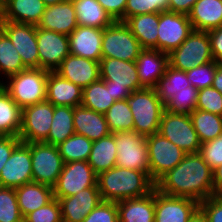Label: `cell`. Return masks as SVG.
I'll return each instance as SVG.
<instances>
[{
    "label": "cell",
    "instance_id": "1",
    "mask_svg": "<svg viewBox=\"0 0 222 222\" xmlns=\"http://www.w3.org/2000/svg\"><path fill=\"white\" fill-rule=\"evenodd\" d=\"M155 188L160 193L187 197L202 202L213 194V170L198 153L186 154L184 159L163 175Z\"/></svg>",
    "mask_w": 222,
    "mask_h": 222
},
{
    "label": "cell",
    "instance_id": "2",
    "mask_svg": "<svg viewBox=\"0 0 222 222\" xmlns=\"http://www.w3.org/2000/svg\"><path fill=\"white\" fill-rule=\"evenodd\" d=\"M102 201L119 202L149 194L155 183L143 171L113 167L97 175Z\"/></svg>",
    "mask_w": 222,
    "mask_h": 222
},
{
    "label": "cell",
    "instance_id": "3",
    "mask_svg": "<svg viewBox=\"0 0 222 222\" xmlns=\"http://www.w3.org/2000/svg\"><path fill=\"white\" fill-rule=\"evenodd\" d=\"M127 101L134 120L133 131L146 137L158 133L165 104L160 100L155 88L136 90Z\"/></svg>",
    "mask_w": 222,
    "mask_h": 222
},
{
    "label": "cell",
    "instance_id": "4",
    "mask_svg": "<svg viewBox=\"0 0 222 222\" xmlns=\"http://www.w3.org/2000/svg\"><path fill=\"white\" fill-rule=\"evenodd\" d=\"M48 70L28 68L9 76L1 85L21 109L46 100Z\"/></svg>",
    "mask_w": 222,
    "mask_h": 222
},
{
    "label": "cell",
    "instance_id": "5",
    "mask_svg": "<svg viewBox=\"0 0 222 222\" xmlns=\"http://www.w3.org/2000/svg\"><path fill=\"white\" fill-rule=\"evenodd\" d=\"M100 79L114 100L127 99L132 92L144 88L139 81L135 61H125L113 58H102L99 61Z\"/></svg>",
    "mask_w": 222,
    "mask_h": 222
},
{
    "label": "cell",
    "instance_id": "6",
    "mask_svg": "<svg viewBox=\"0 0 222 222\" xmlns=\"http://www.w3.org/2000/svg\"><path fill=\"white\" fill-rule=\"evenodd\" d=\"M168 55L169 66L185 72L213 61L208 31L193 30L183 43Z\"/></svg>",
    "mask_w": 222,
    "mask_h": 222
},
{
    "label": "cell",
    "instance_id": "7",
    "mask_svg": "<svg viewBox=\"0 0 222 222\" xmlns=\"http://www.w3.org/2000/svg\"><path fill=\"white\" fill-rule=\"evenodd\" d=\"M143 50L130 28L120 21L103 29L102 58L135 61Z\"/></svg>",
    "mask_w": 222,
    "mask_h": 222
},
{
    "label": "cell",
    "instance_id": "8",
    "mask_svg": "<svg viewBox=\"0 0 222 222\" xmlns=\"http://www.w3.org/2000/svg\"><path fill=\"white\" fill-rule=\"evenodd\" d=\"M158 133L187 154L200 151L201 142L189 114L171 113L164 110Z\"/></svg>",
    "mask_w": 222,
    "mask_h": 222
},
{
    "label": "cell",
    "instance_id": "9",
    "mask_svg": "<svg viewBox=\"0 0 222 222\" xmlns=\"http://www.w3.org/2000/svg\"><path fill=\"white\" fill-rule=\"evenodd\" d=\"M116 166L143 171L149 176V156L146 136L136 131L115 133Z\"/></svg>",
    "mask_w": 222,
    "mask_h": 222
},
{
    "label": "cell",
    "instance_id": "10",
    "mask_svg": "<svg viewBox=\"0 0 222 222\" xmlns=\"http://www.w3.org/2000/svg\"><path fill=\"white\" fill-rule=\"evenodd\" d=\"M149 156V177L156 183L186 156L181 148L159 133L146 137Z\"/></svg>",
    "mask_w": 222,
    "mask_h": 222
},
{
    "label": "cell",
    "instance_id": "11",
    "mask_svg": "<svg viewBox=\"0 0 222 222\" xmlns=\"http://www.w3.org/2000/svg\"><path fill=\"white\" fill-rule=\"evenodd\" d=\"M30 151L33 182L53 187L64 165L57 146L45 142L30 143Z\"/></svg>",
    "mask_w": 222,
    "mask_h": 222
},
{
    "label": "cell",
    "instance_id": "12",
    "mask_svg": "<svg viewBox=\"0 0 222 222\" xmlns=\"http://www.w3.org/2000/svg\"><path fill=\"white\" fill-rule=\"evenodd\" d=\"M88 187H98L97 174L88 161L68 162L53 186V196L57 199L73 196Z\"/></svg>",
    "mask_w": 222,
    "mask_h": 222
},
{
    "label": "cell",
    "instance_id": "13",
    "mask_svg": "<svg viewBox=\"0 0 222 222\" xmlns=\"http://www.w3.org/2000/svg\"><path fill=\"white\" fill-rule=\"evenodd\" d=\"M54 105L47 100L22 109V143L45 142L51 129Z\"/></svg>",
    "mask_w": 222,
    "mask_h": 222
},
{
    "label": "cell",
    "instance_id": "14",
    "mask_svg": "<svg viewBox=\"0 0 222 222\" xmlns=\"http://www.w3.org/2000/svg\"><path fill=\"white\" fill-rule=\"evenodd\" d=\"M193 31L188 15L163 11L159 13L158 50L169 54Z\"/></svg>",
    "mask_w": 222,
    "mask_h": 222
},
{
    "label": "cell",
    "instance_id": "15",
    "mask_svg": "<svg viewBox=\"0 0 222 222\" xmlns=\"http://www.w3.org/2000/svg\"><path fill=\"white\" fill-rule=\"evenodd\" d=\"M39 68L55 71L70 54L68 35L36 26Z\"/></svg>",
    "mask_w": 222,
    "mask_h": 222
},
{
    "label": "cell",
    "instance_id": "16",
    "mask_svg": "<svg viewBox=\"0 0 222 222\" xmlns=\"http://www.w3.org/2000/svg\"><path fill=\"white\" fill-rule=\"evenodd\" d=\"M2 31L9 37L27 68H39L36 25L3 21Z\"/></svg>",
    "mask_w": 222,
    "mask_h": 222
},
{
    "label": "cell",
    "instance_id": "17",
    "mask_svg": "<svg viewBox=\"0 0 222 222\" xmlns=\"http://www.w3.org/2000/svg\"><path fill=\"white\" fill-rule=\"evenodd\" d=\"M30 143H20L1 169L0 186L17 188L33 182Z\"/></svg>",
    "mask_w": 222,
    "mask_h": 222
},
{
    "label": "cell",
    "instance_id": "18",
    "mask_svg": "<svg viewBox=\"0 0 222 222\" xmlns=\"http://www.w3.org/2000/svg\"><path fill=\"white\" fill-rule=\"evenodd\" d=\"M200 203L187 197H174L155 188V222H188Z\"/></svg>",
    "mask_w": 222,
    "mask_h": 222
},
{
    "label": "cell",
    "instance_id": "19",
    "mask_svg": "<svg viewBox=\"0 0 222 222\" xmlns=\"http://www.w3.org/2000/svg\"><path fill=\"white\" fill-rule=\"evenodd\" d=\"M55 72L82 89L100 79L99 62L72 54L62 61Z\"/></svg>",
    "mask_w": 222,
    "mask_h": 222
},
{
    "label": "cell",
    "instance_id": "20",
    "mask_svg": "<svg viewBox=\"0 0 222 222\" xmlns=\"http://www.w3.org/2000/svg\"><path fill=\"white\" fill-rule=\"evenodd\" d=\"M63 222H82L102 201L98 187H88L73 196L59 198Z\"/></svg>",
    "mask_w": 222,
    "mask_h": 222
},
{
    "label": "cell",
    "instance_id": "21",
    "mask_svg": "<svg viewBox=\"0 0 222 222\" xmlns=\"http://www.w3.org/2000/svg\"><path fill=\"white\" fill-rule=\"evenodd\" d=\"M140 84L155 88L169 66V55L157 49H143L135 60Z\"/></svg>",
    "mask_w": 222,
    "mask_h": 222
},
{
    "label": "cell",
    "instance_id": "22",
    "mask_svg": "<svg viewBox=\"0 0 222 222\" xmlns=\"http://www.w3.org/2000/svg\"><path fill=\"white\" fill-rule=\"evenodd\" d=\"M103 29L78 25L68 36L70 54L99 62L102 59Z\"/></svg>",
    "mask_w": 222,
    "mask_h": 222
},
{
    "label": "cell",
    "instance_id": "23",
    "mask_svg": "<svg viewBox=\"0 0 222 222\" xmlns=\"http://www.w3.org/2000/svg\"><path fill=\"white\" fill-rule=\"evenodd\" d=\"M78 26L77 16L72 0L46 6L38 28L70 35Z\"/></svg>",
    "mask_w": 222,
    "mask_h": 222
},
{
    "label": "cell",
    "instance_id": "24",
    "mask_svg": "<svg viewBox=\"0 0 222 222\" xmlns=\"http://www.w3.org/2000/svg\"><path fill=\"white\" fill-rule=\"evenodd\" d=\"M83 89L55 71L48 72L46 100L54 106L76 107L82 103Z\"/></svg>",
    "mask_w": 222,
    "mask_h": 222
},
{
    "label": "cell",
    "instance_id": "25",
    "mask_svg": "<svg viewBox=\"0 0 222 222\" xmlns=\"http://www.w3.org/2000/svg\"><path fill=\"white\" fill-rule=\"evenodd\" d=\"M73 124L75 134L85 136L91 141H97L111 133L104 114L82 105L74 107Z\"/></svg>",
    "mask_w": 222,
    "mask_h": 222
},
{
    "label": "cell",
    "instance_id": "26",
    "mask_svg": "<svg viewBox=\"0 0 222 222\" xmlns=\"http://www.w3.org/2000/svg\"><path fill=\"white\" fill-rule=\"evenodd\" d=\"M119 222H155V188L142 197L117 202Z\"/></svg>",
    "mask_w": 222,
    "mask_h": 222
},
{
    "label": "cell",
    "instance_id": "27",
    "mask_svg": "<svg viewBox=\"0 0 222 222\" xmlns=\"http://www.w3.org/2000/svg\"><path fill=\"white\" fill-rule=\"evenodd\" d=\"M193 30L210 31L222 26V0H197L188 14Z\"/></svg>",
    "mask_w": 222,
    "mask_h": 222
},
{
    "label": "cell",
    "instance_id": "28",
    "mask_svg": "<svg viewBox=\"0 0 222 222\" xmlns=\"http://www.w3.org/2000/svg\"><path fill=\"white\" fill-rule=\"evenodd\" d=\"M18 206L23 218L49 203L53 198V187L37 182L26 183L15 188Z\"/></svg>",
    "mask_w": 222,
    "mask_h": 222
},
{
    "label": "cell",
    "instance_id": "29",
    "mask_svg": "<svg viewBox=\"0 0 222 222\" xmlns=\"http://www.w3.org/2000/svg\"><path fill=\"white\" fill-rule=\"evenodd\" d=\"M45 8L42 0H11L0 13L3 21L37 26Z\"/></svg>",
    "mask_w": 222,
    "mask_h": 222
},
{
    "label": "cell",
    "instance_id": "30",
    "mask_svg": "<svg viewBox=\"0 0 222 222\" xmlns=\"http://www.w3.org/2000/svg\"><path fill=\"white\" fill-rule=\"evenodd\" d=\"M143 49L158 50L159 13L134 15L124 22Z\"/></svg>",
    "mask_w": 222,
    "mask_h": 222
},
{
    "label": "cell",
    "instance_id": "31",
    "mask_svg": "<svg viewBox=\"0 0 222 222\" xmlns=\"http://www.w3.org/2000/svg\"><path fill=\"white\" fill-rule=\"evenodd\" d=\"M22 109L0 84V136H19Z\"/></svg>",
    "mask_w": 222,
    "mask_h": 222
},
{
    "label": "cell",
    "instance_id": "32",
    "mask_svg": "<svg viewBox=\"0 0 222 222\" xmlns=\"http://www.w3.org/2000/svg\"><path fill=\"white\" fill-rule=\"evenodd\" d=\"M78 25L104 29L115 20L97 0H72Z\"/></svg>",
    "mask_w": 222,
    "mask_h": 222
},
{
    "label": "cell",
    "instance_id": "33",
    "mask_svg": "<svg viewBox=\"0 0 222 222\" xmlns=\"http://www.w3.org/2000/svg\"><path fill=\"white\" fill-rule=\"evenodd\" d=\"M116 160L115 133L93 141L88 163L97 175L115 167Z\"/></svg>",
    "mask_w": 222,
    "mask_h": 222
},
{
    "label": "cell",
    "instance_id": "34",
    "mask_svg": "<svg viewBox=\"0 0 222 222\" xmlns=\"http://www.w3.org/2000/svg\"><path fill=\"white\" fill-rule=\"evenodd\" d=\"M73 116L74 107L54 106L51 129L45 143L58 146L67 138L75 134Z\"/></svg>",
    "mask_w": 222,
    "mask_h": 222
},
{
    "label": "cell",
    "instance_id": "35",
    "mask_svg": "<svg viewBox=\"0 0 222 222\" xmlns=\"http://www.w3.org/2000/svg\"><path fill=\"white\" fill-rule=\"evenodd\" d=\"M114 102L110 87L101 79L83 88L81 105L90 110L105 114Z\"/></svg>",
    "mask_w": 222,
    "mask_h": 222
},
{
    "label": "cell",
    "instance_id": "36",
    "mask_svg": "<svg viewBox=\"0 0 222 222\" xmlns=\"http://www.w3.org/2000/svg\"><path fill=\"white\" fill-rule=\"evenodd\" d=\"M189 115L201 143L209 142L222 134V116L199 109L193 110Z\"/></svg>",
    "mask_w": 222,
    "mask_h": 222
},
{
    "label": "cell",
    "instance_id": "37",
    "mask_svg": "<svg viewBox=\"0 0 222 222\" xmlns=\"http://www.w3.org/2000/svg\"><path fill=\"white\" fill-rule=\"evenodd\" d=\"M28 69L22 62L15 46L9 37L1 30L0 32V84L1 79L17 74ZM3 75V76H2ZM4 77V78H2Z\"/></svg>",
    "mask_w": 222,
    "mask_h": 222
},
{
    "label": "cell",
    "instance_id": "38",
    "mask_svg": "<svg viewBox=\"0 0 222 222\" xmlns=\"http://www.w3.org/2000/svg\"><path fill=\"white\" fill-rule=\"evenodd\" d=\"M191 86L187 79L185 71L174 69L171 66L167 67V70L160 78L155 90L160 100L166 104L178 91L189 90Z\"/></svg>",
    "mask_w": 222,
    "mask_h": 222
},
{
    "label": "cell",
    "instance_id": "39",
    "mask_svg": "<svg viewBox=\"0 0 222 222\" xmlns=\"http://www.w3.org/2000/svg\"><path fill=\"white\" fill-rule=\"evenodd\" d=\"M104 115L111 133L133 131L134 120L127 99L115 101Z\"/></svg>",
    "mask_w": 222,
    "mask_h": 222
},
{
    "label": "cell",
    "instance_id": "40",
    "mask_svg": "<svg viewBox=\"0 0 222 222\" xmlns=\"http://www.w3.org/2000/svg\"><path fill=\"white\" fill-rule=\"evenodd\" d=\"M93 141L85 136L73 134L57 146L64 164L72 161H88Z\"/></svg>",
    "mask_w": 222,
    "mask_h": 222
},
{
    "label": "cell",
    "instance_id": "41",
    "mask_svg": "<svg viewBox=\"0 0 222 222\" xmlns=\"http://www.w3.org/2000/svg\"><path fill=\"white\" fill-rule=\"evenodd\" d=\"M0 222H23L14 188L0 186Z\"/></svg>",
    "mask_w": 222,
    "mask_h": 222
},
{
    "label": "cell",
    "instance_id": "42",
    "mask_svg": "<svg viewBox=\"0 0 222 222\" xmlns=\"http://www.w3.org/2000/svg\"><path fill=\"white\" fill-rule=\"evenodd\" d=\"M198 90L189 86V90H182L176 94L165 104V110L171 113L190 114L196 108Z\"/></svg>",
    "mask_w": 222,
    "mask_h": 222
},
{
    "label": "cell",
    "instance_id": "43",
    "mask_svg": "<svg viewBox=\"0 0 222 222\" xmlns=\"http://www.w3.org/2000/svg\"><path fill=\"white\" fill-rule=\"evenodd\" d=\"M218 64V62L213 60L186 71L187 79L191 86L195 87L198 91L212 86Z\"/></svg>",
    "mask_w": 222,
    "mask_h": 222
},
{
    "label": "cell",
    "instance_id": "44",
    "mask_svg": "<svg viewBox=\"0 0 222 222\" xmlns=\"http://www.w3.org/2000/svg\"><path fill=\"white\" fill-rule=\"evenodd\" d=\"M195 109L222 116V94L212 86L199 90Z\"/></svg>",
    "mask_w": 222,
    "mask_h": 222
},
{
    "label": "cell",
    "instance_id": "45",
    "mask_svg": "<svg viewBox=\"0 0 222 222\" xmlns=\"http://www.w3.org/2000/svg\"><path fill=\"white\" fill-rule=\"evenodd\" d=\"M23 222H63L59 200L53 198L46 205L27 214Z\"/></svg>",
    "mask_w": 222,
    "mask_h": 222
},
{
    "label": "cell",
    "instance_id": "46",
    "mask_svg": "<svg viewBox=\"0 0 222 222\" xmlns=\"http://www.w3.org/2000/svg\"><path fill=\"white\" fill-rule=\"evenodd\" d=\"M82 222H119L117 202L101 201Z\"/></svg>",
    "mask_w": 222,
    "mask_h": 222
},
{
    "label": "cell",
    "instance_id": "47",
    "mask_svg": "<svg viewBox=\"0 0 222 222\" xmlns=\"http://www.w3.org/2000/svg\"><path fill=\"white\" fill-rule=\"evenodd\" d=\"M199 153L212 170L222 163V134L215 139L201 143Z\"/></svg>",
    "mask_w": 222,
    "mask_h": 222
},
{
    "label": "cell",
    "instance_id": "48",
    "mask_svg": "<svg viewBox=\"0 0 222 222\" xmlns=\"http://www.w3.org/2000/svg\"><path fill=\"white\" fill-rule=\"evenodd\" d=\"M199 209L208 222H222V197L211 196L200 202Z\"/></svg>",
    "mask_w": 222,
    "mask_h": 222
},
{
    "label": "cell",
    "instance_id": "49",
    "mask_svg": "<svg viewBox=\"0 0 222 222\" xmlns=\"http://www.w3.org/2000/svg\"><path fill=\"white\" fill-rule=\"evenodd\" d=\"M21 143L17 136H0V174L13 150Z\"/></svg>",
    "mask_w": 222,
    "mask_h": 222
},
{
    "label": "cell",
    "instance_id": "50",
    "mask_svg": "<svg viewBox=\"0 0 222 222\" xmlns=\"http://www.w3.org/2000/svg\"><path fill=\"white\" fill-rule=\"evenodd\" d=\"M115 21L124 22V12L127 0H97Z\"/></svg>",
    "mask_w": 222,
    "mask_h": 222
},
{
    "label": "cell",
    "instance_id": "51",
    "mask_svg": "<svg viewBox=\"0 0 222 222\" xmlns=\"http://www.w3.org/2000/svg\"><path fill=\"white\" fill-rule=\"evenodd\" d=\"M151 13V0H127L124 22L134 15Z\"/></svg>",
    "mask_w": 222,
    "mask_h": 222
},
{
    "label": "cell",
    "instance_id": "52",
    "mask_svg": "<svg viewBox=\"0 0 222 222\" xmlns=\"http://www.w3.org/2000/svg\"><path fill=\"white\" fill-rule=\"evenodd\" d=\"M214 61L222 63V26L208 31Z\"/></svg>",
    "mask_w": 222,
    "mask_h": 222
},
{
    "label": "cell",
    "instance_id": "53",
    "mask_svg": "<svg viewBox=\"0 0 222 222\" xmlns=\"http://www.w3.org/2000/svg\"><path fill=\"white\" fill-rule=\"evenodd\" d=\"M197 0H169L168 11L188 15Z\"/></svg>",
    "mask_w": 222,
    "mask_h": 222
},
{
    "label": "cell",
    "instance_id": "54",
    "mask_svg": "<svg viewBox=\"0 0 222 222\" xmlns=\"http://www.w3.org/2000/svg\"><path fill=\"white\" fill-rule=\"evenodd\" d=\"M213 194L222 197V163L213 170Z\"/></svg>",
    "mask_w": 222,
    "mask_h": 222
},
{
    "label": "cell",
    "instance_id": "55",
    "mask_svg": "<svg viewBox=\"0 0 222 222\" xmlns=\"http://www.w3.org/2000/svg\"><path fill=\"white\" fill-rule=\"evenodd\" d=\"M169 0H151V13L168 11Z\"/></svg>",
    "mask_w": 222,
    "mask_h": 222
},
{
    "label": "cell",
    "instance_id": "56",
    "mask_svg": "<svg viewBox=\"0 0 222 222\" xmlns=\"http://www.w3.org/2000/svg\"><path fill=\"white\" fill-rule=\"evenodd\" d=\"M212 87L222 94V63L217 65Z\"/></svg>",
    "mask_w": 222,
    "mask_h": 222
},
{
    "label": "cell",
    "instance_id": "57",
    "mask_svg": "<svg viewBox=\"0 0 222 222\" xmlns=\"http://www.w3.org/2000/svg\"><path fill=\"white\" fill-rule=\"evenodd\" d=\"M188 222H208L204 213L198 209Z\"/></svg>",
    "mask_w": 222,
    "mask_h": 222
},
{
    "label": "cell",
    "instance_id": "58",
    "mask_svg": "<svg viewBox=\"0 0 222 222\" xmlns=\"http://www.w3.org/2000/svg\"><path fill=\"white\" fill-rule=\"evenodd\" d=\"M44 2V4L46 6H49V5H54V4H57V3H60V2H63L65 0H42Z\"/></svg>",
    "mask_w": 222,
    "mask_h": 222
},
{
    "label": "cell",
    "instance_id": "59",
    "mask_svg": "<svg viewBox=\"0 0 222 222\" xmlns=\"http://www.w3.org/2000/svg\"><path fill=\"white\" fill-rule=\"evenodd\" d=\"M11 0H0V12Z\"/></svg>",
    "mask_w": 222,
    "mask_h": 222
},
{
    "label": "cell",
    "instance_id": "60",
    "mask_svg": "<svg viewBox=\"0 0 222 222\" xmlns=\"http://www.w3.org/2000/svg\"><path fill=\"white\" fill-rule=\"evenodd\" d=\"M2 23H3V20H2L1 13H0V32H1V30H2Z\"/></svg>",
    "mask_w": 222,
    "mask_h": 222
}]
</instances>
